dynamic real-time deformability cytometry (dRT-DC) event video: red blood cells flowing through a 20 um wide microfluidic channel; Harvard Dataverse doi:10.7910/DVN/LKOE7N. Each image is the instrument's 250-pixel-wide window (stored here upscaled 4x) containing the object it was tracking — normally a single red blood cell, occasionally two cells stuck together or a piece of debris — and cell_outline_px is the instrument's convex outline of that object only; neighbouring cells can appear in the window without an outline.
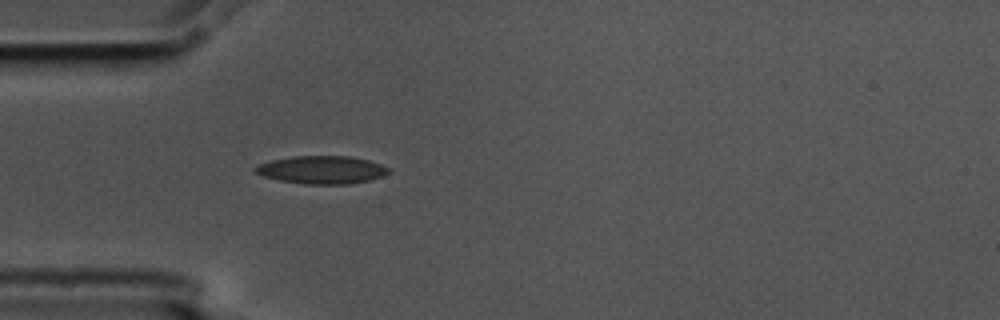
{"species": "common noctule bat (a hibernating species)", "species_latin": "Nyctalus noctula", "temperature_condition": "cold", "stored_images_in_passage": 3, "camera_frame_rate_fps": 3000, "um_per_image_px": 0.085, "animal": {"sex": "male", "body_mass_g": 17.5, "forearm_length_mm": 52.3}, "frame": {"image": 1, "passage_image": 3, "time_ms": 0.667, "image_size_px": [1000, 320], "cell_outline_px": [[388, 172], [380, 176], [368, 180], [348, 184], [304, 184], [280, 180], [264, 176], [256, 172], [252, 168], [260, 164], [272, 160], [292, 156], [348, 156], [368, 160], [380, 164], [388, 168]], "centroid_in_image_um": [27.32, 14.43], "position_along_channel_um": 57.7, "area_um2": 21.33}}